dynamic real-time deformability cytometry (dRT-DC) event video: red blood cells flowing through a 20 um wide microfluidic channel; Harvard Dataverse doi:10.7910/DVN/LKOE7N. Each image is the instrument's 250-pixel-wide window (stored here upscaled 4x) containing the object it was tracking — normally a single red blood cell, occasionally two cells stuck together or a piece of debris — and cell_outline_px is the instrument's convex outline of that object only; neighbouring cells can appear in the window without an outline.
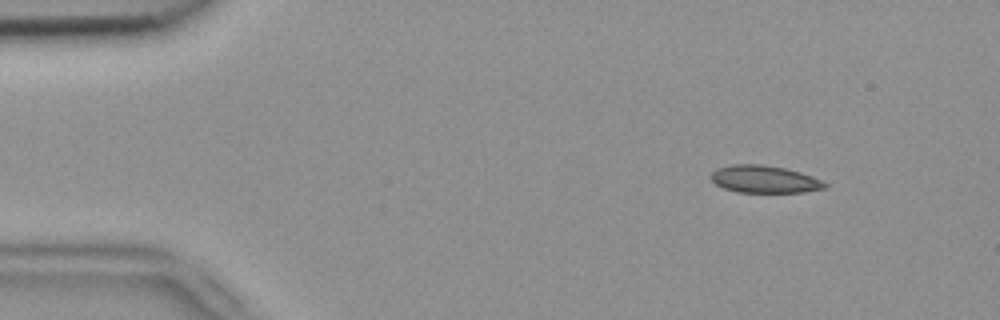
{"species": "common noctule bat (a hibernating species)", "species_latin": "Nyctalus noctula", "temperature_condition": "room temperature", "stored_images_in_passage": 7, "camera_frame_rate_fps": 3000, "um_per_image_px": 0.085, "animal": {"sex": "female", "body_mass_g": 18.4}, "frame": {"image": 1, "passage_image": 2, "time_ms": 0.333, "image_size_px": [1000, 320], "cell_outline_px": [[828, 188], [804, 192], [736, 192], [724, 188], [716, 184], [708, 176], [716, 168], [732, 164], [760, 164], [784, 168], [800, 172], [812, 176], [828, 184]], "centroid_in_image_um": [64.96, 15.23], "position_along_channel_um": 20.0, "area_um2": 18.26}}